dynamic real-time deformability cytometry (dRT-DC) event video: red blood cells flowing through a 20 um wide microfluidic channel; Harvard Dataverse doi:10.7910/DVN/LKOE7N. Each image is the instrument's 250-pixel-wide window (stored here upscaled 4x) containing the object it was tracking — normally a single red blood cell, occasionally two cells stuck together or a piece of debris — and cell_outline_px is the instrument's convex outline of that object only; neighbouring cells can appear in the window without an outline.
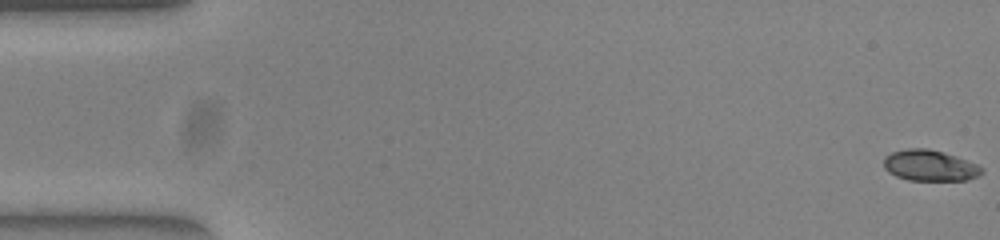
{"species": "common noctule bat (a hibernating species)", "species_latin": "Nyctalus noctula", "temperature_condition": "warm", "stored_images_in_passage": 54, "camera_frame_rate_fps": 3000, "um_per_image_px": 0.085, "animal": {"sex": "female", "body_mass_g": 23.0, "forearm_length_mm": 53.4}, "frame": {"image": 1, "passage_image": 1, "time_ms": 0.0, "image_size_px": [1000, 240], "cell_outline_px": [[984, 172], [976, 176], [964, 180], [908, 180], [896, 176], [888, 172], [884, 168], [884, 156], [892, 152], [908, 148], [928, 148], [944, 152], [956, 156], [976, 164], [984, 168]], "centroid_in_image_um": [79.01, 14.06], "position_along_channel_um": 6.0, "area_um2": 17.69}}
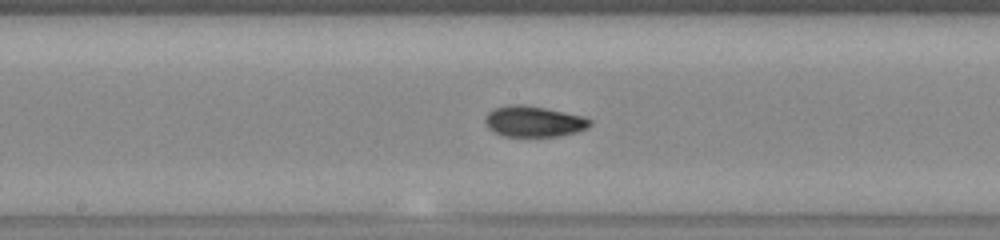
{"frame": {"image": 2, "passage_image": 28, "time_ms": 9.0, "image_size_px": [1000, 240], "cell_outline_px": [[592, 124], [588, 128], [576, 132], [560, 136], [504, 136], [488, 128], [484, 120], [484, 116], [488, 112], [496, 108], [508, 104], [524, 104], [584, 116], [592, 120]], "centroid_in_image_um": [45.38, 10.32], "position_along_channel_um": 202.8, "area_um2": 18.9}}
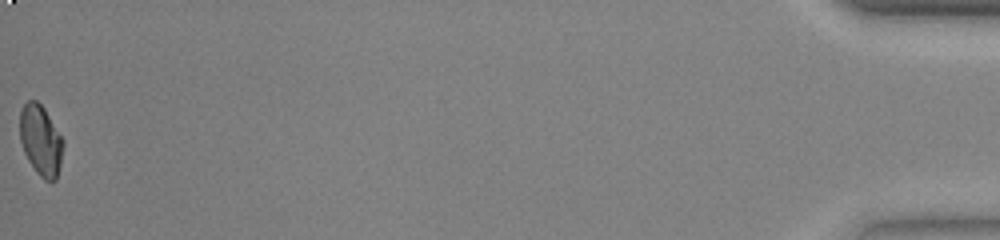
{"frame": {"image": 3, "passage_image": 54, "time_ms": 17.667, "image_size_px": [1000, 240], "cell_outline_px": [[64, 144], [60, 164], [56, 180], [44, 180], [36, 172], [28, 160], [24, 152], [20, 140], [20, 112], [24, 104], [28, 100], [36, 100], [44, 108], [64, 140]], "centroid_in_image_um": [3.46, 11.93], "position_along_channel_um": 431.7, "area_um2": 17.74}, "authors_computed_cell_mechanics": {"area_um2": 18.3804, "velocity_mm_per_s": 3.8551, "shape_relaxation_time_tau1_ms": 6.6853, "shape_relaxation_time_tau2_ms": 1.4208, "deformation_change_tau1": 0.2367, "deformation_change_tau2": 0.0512}}